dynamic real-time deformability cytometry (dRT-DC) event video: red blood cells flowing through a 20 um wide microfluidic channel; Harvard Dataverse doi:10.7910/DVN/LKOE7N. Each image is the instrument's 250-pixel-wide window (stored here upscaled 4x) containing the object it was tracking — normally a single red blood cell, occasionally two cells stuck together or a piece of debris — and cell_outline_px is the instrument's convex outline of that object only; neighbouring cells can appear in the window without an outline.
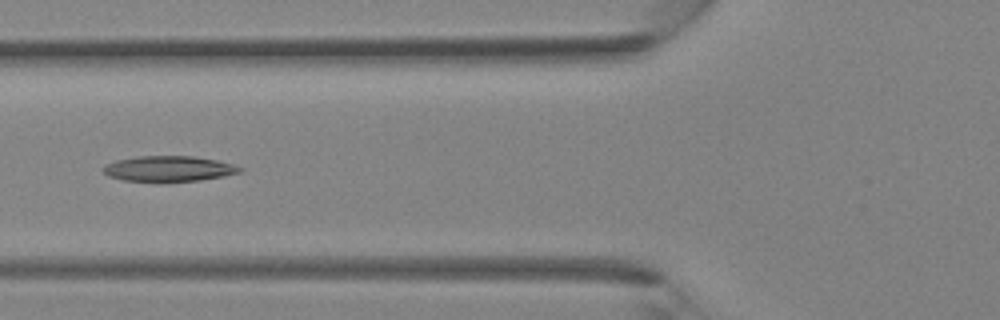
{"species": "Egyptian fruit bat (a non-hibernating species)", "species_latin": "Rousettus aegyptiacus", "temperature_condition": "room temperature", "stored_images_in_passage": 30, "camera_frame_rate_fps": 3000, "um_per_image_px": 0.085, "animal": {"sex": "female"}, "frame": {"image": 1, "passage_image": 8, "time_ms": 2.333, "image_size_px": [1000, 320], "cell_outline_px": [[244, 168], [240, 172], [200, 180], [124, 180], [108, 176], [104, 172], [104, 164], [116, 160], [140, 156], [192, 156], [216, 160], [232, 164]], "centroid_in_image_um": [14.33, 14.31], "position_along_channel_um": 111.5, "area_um2": 19.65}}
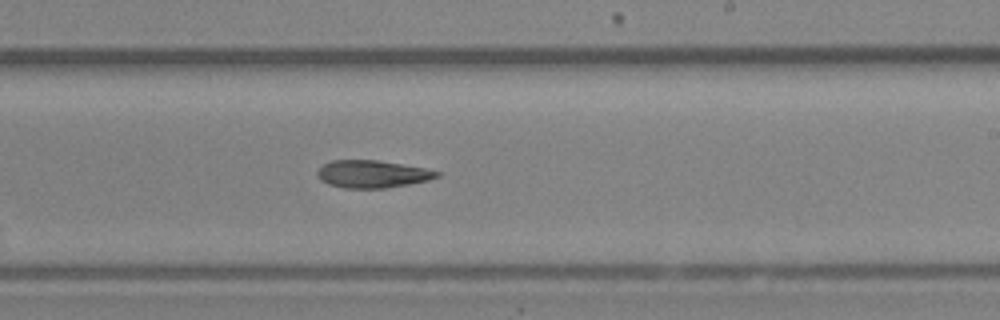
{"frame": {"image": 2, "passage_image": 16, "time_ms": 5.0, "image_size_px": [1000, 320], "cell_outline_px": [[440, 176], [428, 180], [408, 184], [384, 188], [344, 188], [328, 184], [320, 180], [316, 172], [324, 164], [332, 160], [376, 160], [424, 168], [440, 172]], "centroid_in_image_um": [31.62, 14.79], "position_along_channel_um": 257.4, "area_um2": 18.96}}
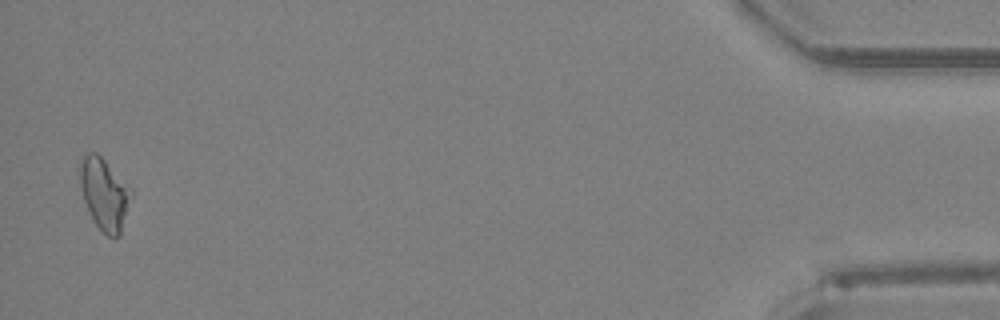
{"frame": {"image": 3, "passage_image": 30, "time_ms": 9.667, "image_size_px": [1000, 320], "cell_outline_px": [[132, 196], [120, 236], [108, 236], [92, 220], [84, 200], [76, 168], [80, 156], [88, 152], [96, 152], [132, 188]], "centroid_in_image_um": [8.83, 16.43], "position_along_channel_um": 426.4, "area_um2": 21.73}}